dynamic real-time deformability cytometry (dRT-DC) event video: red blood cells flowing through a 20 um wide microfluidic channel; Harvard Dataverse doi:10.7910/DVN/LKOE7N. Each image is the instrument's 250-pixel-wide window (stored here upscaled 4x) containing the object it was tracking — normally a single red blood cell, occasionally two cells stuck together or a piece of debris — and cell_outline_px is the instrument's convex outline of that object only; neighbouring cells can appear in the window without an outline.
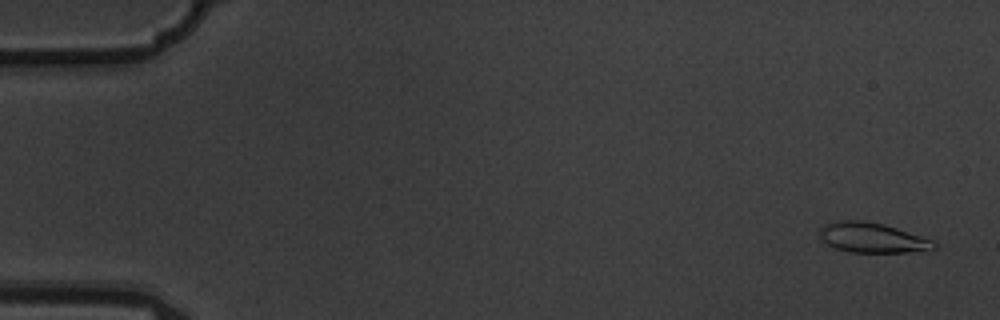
{"species": "common noctule bat (a hibernating species)", "species_latin": "Nyctalus noctula", "temperature_condition": "warm", "stored_images_in_passage": 5, "camera_frame_rate_fps": 3000, "um_per_image_px": 0.085, "animal": {"sex": "male", "body_mass_g": 19.5, "forearm_length_mm": 54.6}, "frame": {"image": 1, "passage_image": 1, "time_ms": 0.0, "image_size_px": [1000, 320], "cell_outline_px": [[936, 248], [908, 252], [848, 252], [836, 248], [828, 244], [820, 236], [820, 228], [824, 224], [836, 220], [864, 220], [884, 224], [932, 240], [936, 244]], "centroid_in_image_um": [74.1, 20.19], "position_along_channel_um": 10.9, "area_um2": 19.77}}